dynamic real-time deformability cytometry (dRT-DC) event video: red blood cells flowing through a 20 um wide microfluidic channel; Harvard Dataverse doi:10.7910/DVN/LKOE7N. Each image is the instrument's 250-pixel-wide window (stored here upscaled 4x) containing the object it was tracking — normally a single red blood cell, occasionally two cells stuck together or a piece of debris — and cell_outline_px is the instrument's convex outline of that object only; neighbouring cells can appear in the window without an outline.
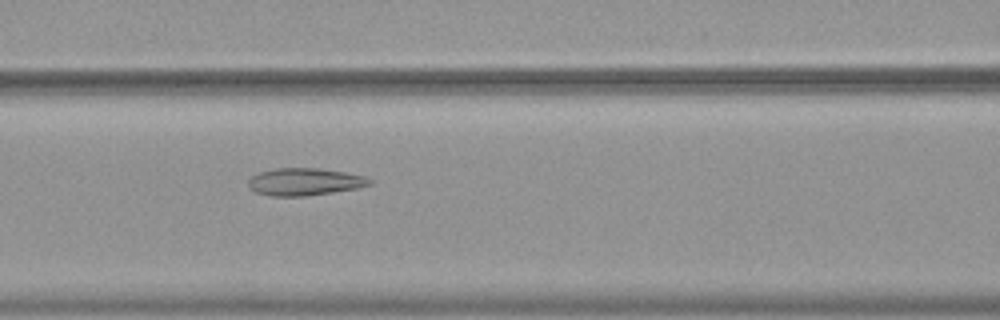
{"species": "common noctule bat (a hibernating species)", "species_latin": "Nyctalus noctula", "temperature_condition": "warm", "stored_images_in_passage": 54, "camera_frame_rate_fps": 3000, "um_per_image_px": 0.085, "animal": {"sex": "female", "body_mass_g": 19.9}, "frame": {"image": 1, "passage_image": 24, "time_ms": 7.667, "image_size_px": [1000, 320], "cell_outline_px": [[372, 184], [360, 188], [304, 196], [268, 196], [256, 192], [248, 188], [248, 180], [252, 176], [260, 172], [276, 168], [320, 168], [344, 172], [364, 176], [372, 180]], "centroid_in_image_um": [25.89, 15.45], "position_along_channel_um": 140.7, "area_um2": 19.42}}
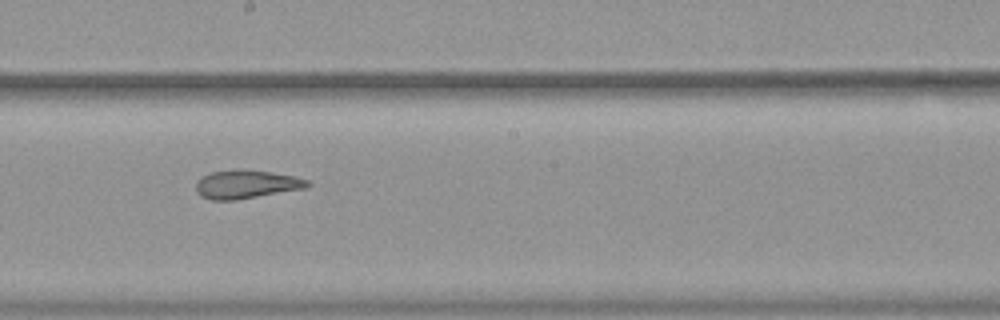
{"frame": {"image": 2, "passage_image": 31, "time_ms": 10.0, "image_size_px": [1000, 320], "cell_outline_px": [[312, 184], [304, 188], [236, 200], [212, 200], [200, 196], [196, 192], [196, 184], [204, 176], [212, 172], [272, 172], [292, 176], [308, 180]], "centroid_in_image_um": [20.94, 15.72], "position_along_channel_um": 227.3, "area_um2": 17.51}}
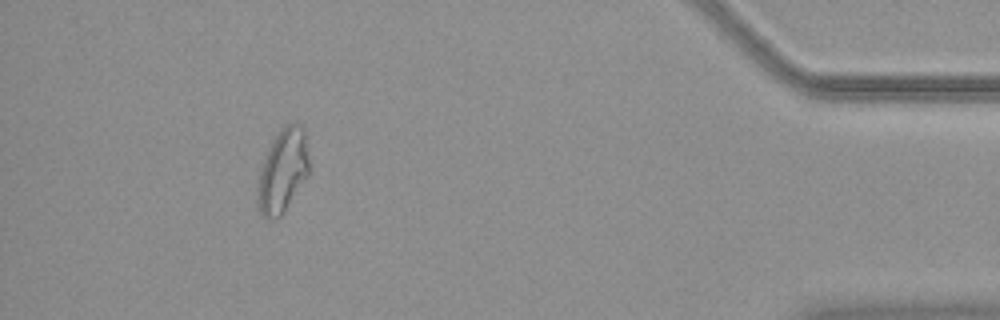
{"frame": {"image": 3, "passage_image": 50, "time_ms": 16.333, "image_size_px": [1000, 320], "cell_outline_px": [[308, 176], [280, 216], [276, 220], [264, 220], [260, 216], [256, 196], [260, 168], [264, 156], [272, 140], [280, 128], [284, 124], [300, 124], [304, 128], [308, 160]], "centroid_in_image_um": [23.99, 14.55], "position_along_channel_um": 411.2, "area_um2": 25.26}, "authors_computed_cell_mechanics": {"area_um2": 23.4668, "velocity_mm_per_s": 3.7321, "shape_relaxation_time_tau1_ms": null, "shape_relaxation_time_tau2_ms": 2.4753, "deformation_change_tau1": null, "deformation_change_tau2": 0.1134}}